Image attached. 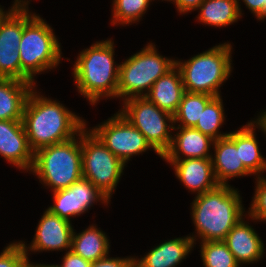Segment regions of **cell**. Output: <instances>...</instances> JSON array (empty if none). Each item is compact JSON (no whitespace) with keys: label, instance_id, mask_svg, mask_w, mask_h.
<instances>
[{"label":"cell","instance_id":"cell-10","mask_svg":"<svg viewBox=\"0 0 266 267\" xmlns=\"http://www.w3.org/2000/svg\"><path fill=\"white\" fill-rule=\"evenodd\" d=\"M92 132L116 157L126 163L135 154L152 149L145 136L120 112Z\"/></svg>","mask_w":266,"mask_h":267},{"label":"cell","instance_id":"cell-4","mask_svg":"<svg viewBox=\"0 0 266 267\" xmlns=\"http://www.w3.org/2000/svg\"><path fill=\"white\" fill-rule=\"evenodd\" d=\"M80 141L75 137L62 143L37 150L31 171L38 175L53 192L67 189L83 177L81 132Z\"/></svg>","mask_w":266,"mask_h":267},{"label":"cell","instance_id":"cell-38","mask_svg":"<svg viewBox=\"0 0 266 267\" xmlns=\"http://www.w3.org/2000/svg\"><path fill=\"white\" fill-rule=\"evenodd\" d=\"M266 18V4L263 6V19Z\"/></svg>","mask_w":266,"mask_h":267},{"label":"cell","instance_id":"cell-40","mask_svg":"<svg viewBox=\"0 0 266 267\" xmlns=\"http://www.w3.org/2000/svg\"><path fill=\"white\" fill-rule=\"evenodd\" d=\"M132 267H139L136 263H134L133 265H132Z\"/></svg>","mask_w":266,"mask_h":267},{"label":"cell","instance_id":"cell-15","mask_svg":"<svg viewBox=\"0 0 266 267\" xmlns=\"http://www.w3.org/2000/svg\"><path fill=\"white\" fill-rule=\"evenodd\" d=\"M174 166L175 174L184 185L197 195L216 188V181L212 160L206 158H185L166 160Z\"/></svg>","mask_w":266,"mask_h":267},{"label":"cell","instance_id":"cell-36","mask_svg":"<svg viewBox=\"0 0 266 267\" xmlns=\"http://www.w3.org/2000/svg\"><path fill=\"white\" fill-rule=\"evenodd\" d=\"M261 116L256 121H253L256 123L257 126H259L265 133H266V111L263 112Z\"/></svg>","mask_w":266,"mask_h":267},{"label":"cell","instance_id":"cell-31","mask_svg":"<svg viewBox=\"0 0 266 267\" xmlns=\"http://www.w3.org/2000/svg\"><path fill=\"white\" fill-rule=\"evenodd\" d=\"M135 258H108L105 257L98 261L92 262L90 267H132Z\"/></svg>","mask_w":266,"mask_h":267},{"label":"cell","instance_id":"cell-11","mask_svg":"<svg viewBox=\"0 0 266 267\" xmlns=\"http://www.w3.org/2000/svg\"><path fill=\"white\" fill-rule=\"evenodd\" d=\"M35 16L26 7H16L0 27V78L21 81L20 46L24 26Z\"/></svg>","mask_w":266,"mask_h":267},{"label":"cell","instance_id":"cell-39","mask_svg":"<svg viewBox=\"0 0 266 267\" xmlns=\"http://www.w3.org/2000/svg\"><path fill=\"white\" fill-rule=\"evenodd\" d=\"M42 267H61V265H42Z\"/></svg>","mask_w":266,"mask_h":267},{"label":"cell","instance_id":"cell-3","mask_svg":"<svg viewBox=\"0 0 266 267\" xmlns=\"http://www.w3.org/2000/svg\"><path fill=\"white\" fill-rule=\"evenodd\" d=\"M111 40L96 42L83 50L74 65V79L79 92L92 105L104 97H117L119 66L114 67Z\"/></svg>","mask_w":266,"mask_h":267},{"label":"cell","instance_id":"cell-29","mask_svg":"<svg viewBox=\"0 0 266 267\" xmlns=\"http://www.w3.org/2000/svg\"><path fill=\"white\" fill-rule=\"evenodd\" d=\"M27 255V246L22 241L11 243L0 254V267H22Z\"/></svg>","mask_w":266,"mask_h":267},{"label":"cell","instance_id":"cell-34","mask_svg":"<svg viewBox=\"0 0 266 267\" xmlns=\"http://www.w3.org/2000/svg\"><path fill=\"white\" fill-rule=\"evenodd\" d=\"M243 2L259 20L263 19V6L266 4V0H243Z\"/></svg>","mask_w":266,"mask_h":267},{"label":"cell","instance_id":"cell-6","mask_svg":"<svg viewBox=\"0 0 266 267\" xmlns=\"http://www.w3.org/2000/svg\"><path fill=\"white\" fill-rule=\"evenodd\" d=\"M21 61V81L34 85L35 73L51 69L61 59L60 43L51 27L35 15L23 28L18 47Z\"/></svg>","mask_w":266,"mask_h":267},{"label":"cell","instance_id":"cell-24","mask_svg":"<svg viewBox=\"0 0 266 267\" xmlns=\"http://www.w3.org/2000/svg\"><path fill=\"white\" fill-rule=\"evenodd\" d=\"M200 22L211 26H227L241 16L237 0H204L198 7Z\"/></svg>","mask_w":266,"mask_h":267},{"label":"cell","instance_id":"cell-17","mask_svg":"<svg viewBox=\"0 0 266 267\" xmlns=\"http://www.w3.org/2000/svg\"><path fill=\"white\" fill-rule=\"evenodd\" d=\"M224 242L239 265L254 263L263 256L262 240L251 226L244 223L242 218L228 232Z\"/></svg>","mask_w":266,"mask_h":267},{"label":"cell","instance_id":"cell-37","mask_svg":"<svg viewBox=\"0 0 266 267\" xmlns=\"http://www.w3.org/2000/svg\"><path fill=\"white\" fill-rule=\"evenodd\" d=\"M22 267H42L41 264H31L28 260L22 265Z\"/></svg>","mask_w":266,"mask_h":267},{"label":"cell","instance_id":"cell-13","mask_svg":"<svg viewBox=\"0 0 266 267\" xmlns=\"http://www.w3.org/2000/svg\"><path fill=\"white\" fill-rule=\"evenodd\" d=\"M0 155L18 168L31 170L34 152L23 121L0 120Z\"/></svg>","mask_w":266,"mask_h":267},{"label":"cell","instance_id":"cell-7","mask_svg":"<svg viewBox=\"0 0 266 267\" xmlns=\"http://www.w3.org/2000/svg\"><path fill=\"white\" fill-rule=\"evenodd\" d=\"M119 66L117 97L125 100L144 97L152 85L175 66V60L163 58L153 44L132 55Z\"/></svg>","mask_w":266,"mask_h":267},{"label":"cell","instance_id":"cell-28","mask_svg":"<svg viewBox=\"0 0 266 267\" xmlns=\"http://www.w3.org/2000/svg\"><path fill=\"white\" fill-rule=\"evenodd\" d=\"M152 0H114L113 24H129L138 21Z\"/></svg>","mask_w":266,"mask_h":267},{"label":"cell","instance_id":"cell-30","mask_svg":"<svg viewBox=\"0 0 266 267\" xmlns=\"http://www.w3.org/2000/svg\"><path fill=\"white\" fill-rule=\"evenodd\" d=\"M254 200L249 216L255 220H266V179L258 175Z\"/></svg>","mask_w":266,"mask_h":267},{"label":"cell","instance_id":"cell-35","mask_svg":"<svg viewBox=\"0 0 266 267\" xmlns=\"http://www.w3.org/2000/svg\"><path fill=\"white\" fill-rule=\"evenodd\" d=\"M22 2V3H21ZM26 5H28V1H24L23 0H15L13 6L11 7L10 11H8V13L4 12L1 8H0V27L2 25L3 20L16 8V7H26Z\"/></svg>","mask_w":266,"mask_h":267},{"label":"cell","instance_id":"cell-16","mask_svg":"<svg viewBox=\"0 0 266 267\" xmlns=\"http://www.w3.org/2000/svg\"><path fill=\"white\" fill-rule=\"evenodd\" d=\"M215 158L211 157L216 181L227 185V180L237 176L252 174L240 160L239 150L236 148V131L227 137L214 141Z\"/></svg>","mask_w":266,"mask_h":267},{"label":"cell","instance_id":"cell-20","mask_svg":"<svg viewBox=\"0 0 266 267\" xmlns=\"http://www.w3.org/2000/svg\"><path fill=\"white\" fill-rule=\"evenodd\" d=\"M33 84L11 78H0V120L22 121L23 111Z\"/></svg>","mask_w":266,"mask_h":267},{"label":"cell","instance_id":"cell-1","mask_svg":"<svg viewBox=\"0 0 266 267\" xmlns=\"http://www.w3.org/2000/svg\"><path fill=\"white\" fill-rule=\"evenodd\" d=\"M31 90L23 111V125L32 151L70 140L86 128L85 122L56 100Z\"/></svg>","mask_w":266,"mask_h":267},{"label":"cell","instance_id":"cell-23","mask_svg":"<svg viewBox=\"0 0 266 267\" xmlns=\"http://www.w3.org/2000/svg\"><path fill=\"white\" fill-rule=\"evenodd\" d=\"M255 123L249 122L243 128L236 131V148L239 150L240 160L252 173L258 174L266 170V160L260 154L258 142L254 130Z\"/></svg>","mask_w":266,"mask_h":267},{"label":"cell","instance_id":"cell-2","mask_svg":"<svg viewBox=\"0 0 266 267\" xmlns=\"http://www.w3.org/2000/svg\"><path fill=\"white\" fill-rule=\"evenodd\" d=\"M237 190L228 184L196 196L192 216L202 242L224 241L228 232L243 216V207Z\"/></svg>","mask_w":266,"mask_h":267},{"label":"cell","instance_id":"cell-14","mask_svg":"<svg viewBox=\"0 0 266 267\" xmlns=\"http://www.w3.org/2000/svg\"><path fill=\"white\" fill-rule=\"evenodd\" d=\"M73 231L70 221L52 214L47 209L37 226L33 242L28 248L34 252L71 248Z\"/></svg>","mask_w":266,"mask_h":267},{"label":"cell","instance_id":"cell-33","mask_svg":"<svg viewBox=\"0 0 266 267\" xmlns=\"http://www.w3.org/2000/svg\"><path fill=\"white\" fill-rule=\"evenodd\" d=\"M180 13H185L197 9L204 0H172Z\"/></svg>","mask_w":266,"mask_h":267},{"label":"cell","instance_id":"cell-8","mask_svg":"<svg viewBox=\"0 0 266 267\" xmlns=\"http://www.w3.org/2000/svg\"><path fill=\"white\" fill-rule=\"evenodd\" d=\"M89 132V133H88ZM82 175L110 199L125 163L92 132L81 131Z\"/></svg>","mask_w":266,"mask_h":267},{"label":"cell","instance_id":"cell-12","mask_svg":"<svg viewBox=\"0 0 266 267\" xmlns=\"http://www.w3.org/2000/svg\"><path fill=\"white\" fill-rule=\"evenodd\" d=\"M54 205L48 210L60 218L70 221L69 216L84 213L96 200L109 201L88 179L82 177L69 188L54 192Z\"/></svg>","mask_w":266,"mask_h":267},{"label":"cell","instance_id":"cell-9","mask_svg":"<svg viewBox=\"0 0 266 267\" xmlns=\"http://www.w3.org/2000/svg\"><path fill=\"white\" fill-rule=\"evenodd\" d=\"M120 113L145 136L154 151L163 157L172 143L173 137L169 132L170 128L174 130L173 116L159 109L146 97L124 100V108ZM167 122L172 125L168 126Z\"/></svg>","mask_w":266,"mask_h":267},{"label":"cell","instance_id":"cell-5","mask_svg":"<svg viewBox=\"0 0 266 267\" xmlns=\"http://www.w3.org/2000/svg\"><path fill=\"white\" fill-rule=\"evenodd\" d=\"M231 44H220L186 62L175 61L186 92L220 96L218 88L231 73Z\"/></svg>","mask_w":266,"mask_h":267},{"label":"cell","instance_id":"cell-18","mask_svg":"<svg viewBox=\"0 0 266 267\" xmlns=\"http://www.w3.org/2000/svg\"><path fill=\"white\" fill-rule=\"evenodd\" d=\"M184 92L181 73L175 65L152 85L149 92L144 94V97L159 109L173 116L178 109Z\"/></svg>","mask_w":266,"mask_h":267},{"label":"cell","instance_id":"cell-25","mask_svg":"<svg viewBox=\"0 0 266 267\" xmlns=\"http://www.w3.org/2000/svg\"><path fill=\"white\" fill-rule=\"evenodd\" d=\"M214 98L204 93L184 92L176 113L173 115L174 124L181 121V126L194 127L206 105Z\"/></svg>","mask_w":266,"mask_h":267},{"label":"cell","instance_id":"cell-19","mask_svg":"<svg viewBox=\"0 0 266 267\" xmlns=\"http://www.w3.org/2000/svg\"><path fill=\"white\" fill-rule=\"evenodd\" d=\"M181 129L176 136L172 138V143L169 150L163 155L165 160H179L180 151L187 158H206L211 159L208 153L211 143L214 140L194 127H175Z\"/></svg>","mask_w":266,"mask_h":267},{"label":"cell","instance_id":"cell-32","mask_svg":"<svg viewBox=\"0 0 266 267\" xmlns=\"http://www.w3.org/2000/svg\"><path fill=\"white\" fill-rule=\"evenodd\" d=\"M63 258V264L61 267H90L91 262L83 259L78 254L74 253L70 249Z\"/></svg>","mask_w":266,"mask_h":267},{"label":"cell","instance_id":"cell-27","mask_svg":"<svg viewBox=\"0 0 266 267\" xmlns=\"http://www.w3.org/2000/svg\"><path fill=\"white\" fill-rule=\"evenodd\" d=\"M201 257L205 267H239L224 241L201 242Z\"/></svg>","mask_w":266,"mask_h":267},{"label":"cell","instance_id":"cell-22","mask_svg":"<svg viewBox=\"0 0 266 267\" xmlns=\"http://www.w3.org/2000/svg\"><path fill=\"white\" fill-rule=\"evenodd\" d=\"M109 247V239L95 226L78 235L73 231L70 250L91 263L108 257Z\"/></svg>","mask_w":266,"mask_h":267},{"label":"cell","instance_id":"cell-26","mask_svg":"<svg viewBox=\"0 0 266 267\" xmlns=\"http://www.w3.org/2000/svg\"><path fill=\"white\" fill-rule=\"evenodd\" d=\"M224 122V110L220 96L214 97L204 108L202 115L194 126L204 135L209 136L214 141L227 137L229 133L219 134L218 130Z\"/></svg>","mask_w":266,"mask_h":267},{"label":"cell","instance_id":"cell-21","mask_svg":"<svg viewBox=\"0 0 266 267\" xmlns=\"http://www.w3.org/2000/svg\"><path fill=\"white\" fill-rule=\"evenodd\" d=\"M194 237L176 238L166 241L148 252L142 259H136L139 267H175L192 249Z\"/></svg>","mask_w":266,"mask_h":267}]
</instances>
